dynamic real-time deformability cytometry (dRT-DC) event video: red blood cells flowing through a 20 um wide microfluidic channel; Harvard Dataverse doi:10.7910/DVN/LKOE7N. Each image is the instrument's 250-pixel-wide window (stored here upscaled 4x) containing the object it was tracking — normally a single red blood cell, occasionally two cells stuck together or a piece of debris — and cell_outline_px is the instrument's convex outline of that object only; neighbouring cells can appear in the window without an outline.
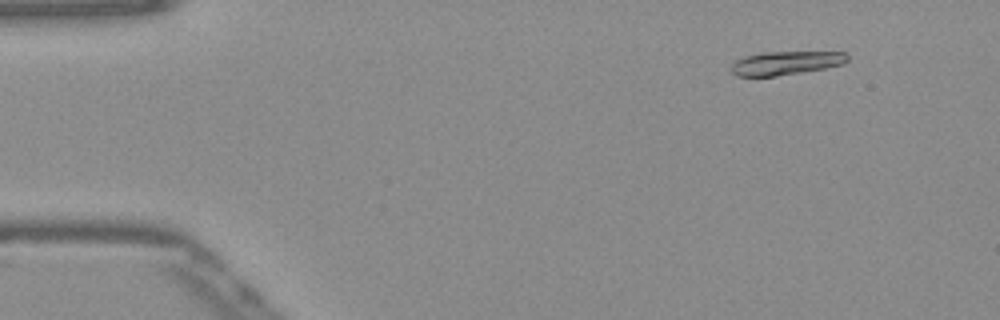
{"species": "Egyptian fruit bat (a non-hibernating species)", "species_latin": "Rousettus aegyptiacus", "temperature_condition": "warm", "stored_images_in_passage": 52, "camera_frame_rate_fps": 3000, "um_per_image_px": 0.085, "frame": {"image": 1, "passage_image": 6, "time_ms": 1.667, "image_size_px": [1000, 320], "cell_outline_px": [[848, 60], [844, 64], [824, 68], [776, 76], [736, 76], [732, 72], [732, 64], [736, 60], [744, 56], [764, 52], [844, 52], [848, 56]], "centroid_in_image_um": [66.79, 5.35], "position_along_channel_um": 18.2, "area_um2": 15.84}}
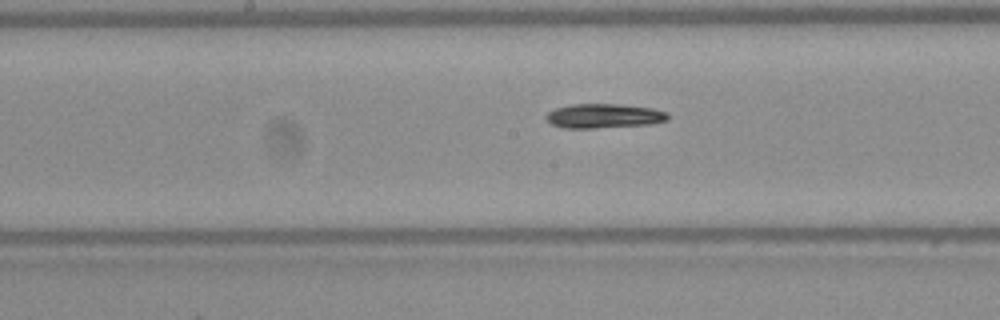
{"frame": {"image": 2, "passage_image": 27, "time_ms": 8.667, "image_size_px": [1000, 320], "cell_outline_px": [[668, 120], [648, 124], [592, 128], [564, 128], [552, 124], [544, 116], [548, 112], [556, 108], [572, 104], [620, 104], [652, 108], [668, 112]], "centroid_in_image_um": [51.33, 9.84], "position_along_channel_um": 196.9, "area_um2": 17.17}}
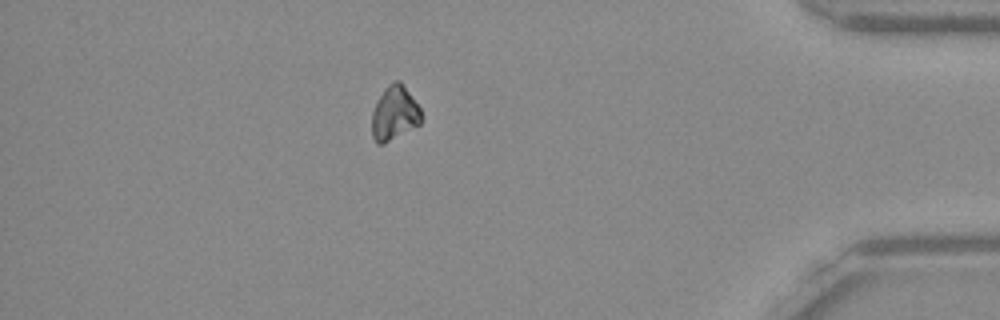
{"frame": {"image": 3, "passage_image": 46, "time_ms": 15.0, "image_size_px": [1000, 320], "cell_outline_px": [[420, 124], [384, 144], [376, 144], [372, 136], [372, 112], [384, 88], [392, 80], [400, 80], [420, 108]], "centroid_in_image_um": [33.51, 9.63], "position_along_channel_um": 401.7, "area_um2": 15.49}, "authors_computed_cell_mechanics": {"area_um2": 16.3574, "velocity_mm_per_s": 3.8911, "shape_relaxation_time_tau1_ms": 10.7182, "shape_relaxation_time_tau2_ms": null, "deformation_change_tau1": 0.2038, "deformation_change_tau2": null}}